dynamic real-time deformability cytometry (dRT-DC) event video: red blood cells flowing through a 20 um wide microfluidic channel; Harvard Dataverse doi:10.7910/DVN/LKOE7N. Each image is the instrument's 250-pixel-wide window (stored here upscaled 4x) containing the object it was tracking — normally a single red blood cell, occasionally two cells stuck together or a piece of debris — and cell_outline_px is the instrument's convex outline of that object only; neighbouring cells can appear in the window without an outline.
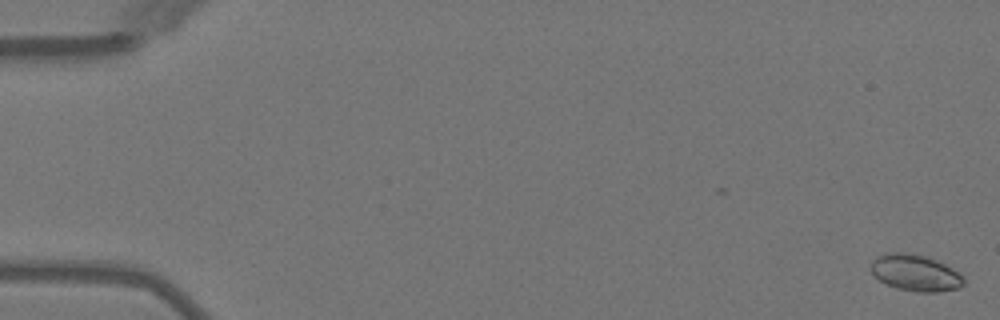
{"species": "Egyptian fruit bat (a non-hibernating species)", "species_latin": "Rousettus aegyptiacus", "temperature_condition": "warm", "stored_images_in_passage": 2, "camera_frame_rate_fps": 3000, "um_per_image_px": 0.085, "animal": {"sex": "female"}, "frame": {"image": 1, "passage_image": 2, "time_ms": 0.333, "image_size_px": [1000, 320], "cell_outline_px": [[964, 284], [960, 288], [940, 292], [916, 292], [896, 288], [880, 280], [868, 268], [872, 260], [876, 256], [884, 252], [904, 252], [924, 256], [936, 260], [960, 272], [964, 276]], "centroid_in_image_um": [77.81, 23.19], "position_along_channel_um": 7.2, "area_um2": 20.0}}